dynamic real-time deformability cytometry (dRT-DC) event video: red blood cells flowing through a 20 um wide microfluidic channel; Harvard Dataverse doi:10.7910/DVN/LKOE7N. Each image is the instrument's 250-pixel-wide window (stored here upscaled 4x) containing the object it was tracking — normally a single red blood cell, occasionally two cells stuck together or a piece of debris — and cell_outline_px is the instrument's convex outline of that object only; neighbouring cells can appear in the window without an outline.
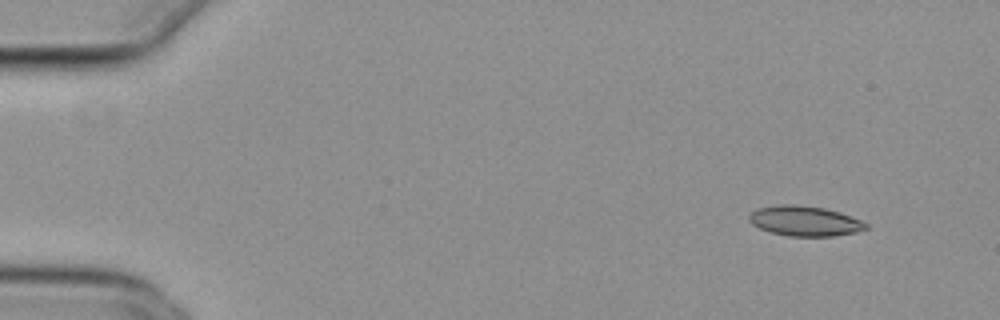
{"species": "common noctule bat (a hibernating species)", "species_latin": "Nyctalus noctula", "temperature_condition": "cold", "stored_images_in_passage": 17, "camera_frame_rate_fps": 3000, "um_per_image_px": 0.085, "animal": {"sex": "female", "body_mass_g": 29.2, "forearm_length_mm": 56.3}, "frame": {"image": 1, "passage_image": 5, "time_ms": 1.333, "image_size_px": [1000, 320], "cell_outline_px": [[868, 228], [856, 232], [832, 236], [788, 236], [772, 232], [760, 228], [752, 224], [748, 220], [748, 216], [756, 208], [776, 204], [792, 204], [824, 208], [840, 212], [860, 220], [868, 224]], "centroid_in_image_um": [68.38, 18.77], "position_along_channel_um": 16.6, "area_um2": 20.46}}
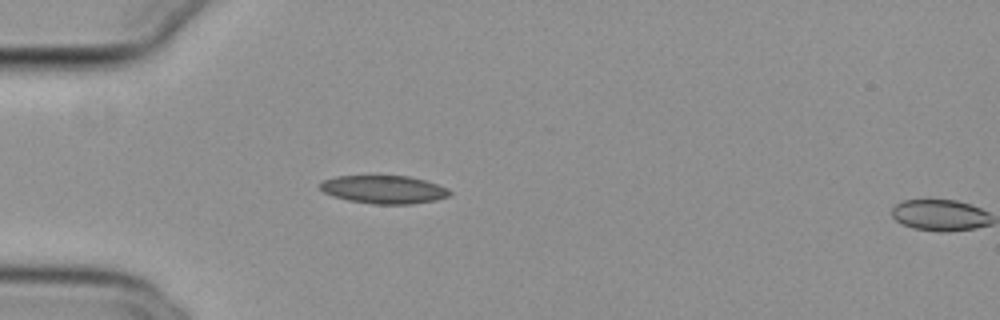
{"frame": {"image": 2, "passage_image": 16, "time_ms": 5.0, "image_size_px": [1000, 320], "cell_outline_px": [[452, 196], [436, 200], [412, 204], [372, 204], [348, 200], [332, 196], [324, 192], [320, 188], [320, 184], [324, 180], [336, 176], [408, 176], [424, 180], [448, 188], [452, 192]], "centroid_in_image_um": [32.66, 16.12], "position_along_channel_um": 52.3, "area_um2": 21.27}}